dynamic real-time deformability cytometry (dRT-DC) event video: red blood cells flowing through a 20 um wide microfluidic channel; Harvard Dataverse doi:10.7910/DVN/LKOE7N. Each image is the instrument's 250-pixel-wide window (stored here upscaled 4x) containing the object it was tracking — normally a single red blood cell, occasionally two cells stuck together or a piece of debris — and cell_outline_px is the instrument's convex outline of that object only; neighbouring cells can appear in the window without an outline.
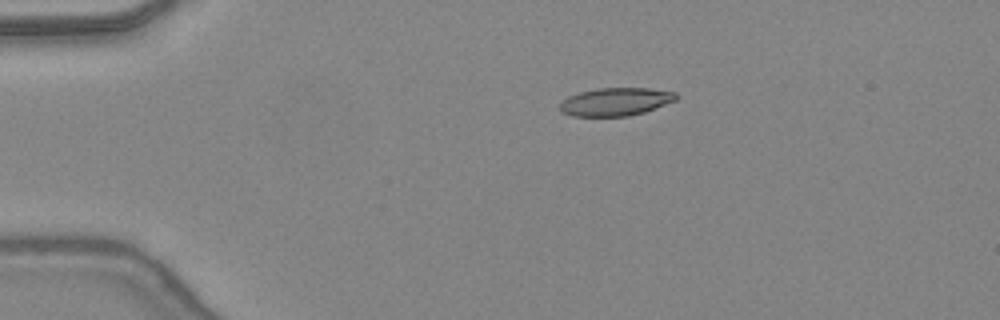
{"species": "common noctule bat (a hibernating species)", "species_latin": "Nyctalus noctula", "temperature_condition": "warm", "stored_images_in_passage": 32, "camera_frame_rate_fps": 3000, "um_per_image_px": 0.085, "animal": {"sex": "female", "body_mass_g": 24.6, "forearm_length_mm": 56.2}, "frame": {"image": 1, "passage_image": 1, "time_ms": 0.0, "image_size_px": [1000, 320], "cell_outline_px": [[676, 100], [644, 112], [628, 116], [572, 116], [560, 112], [560, 104], [568, 96], [580, 92], [596, 88], [648, 88], [676, 92]], "centroid_in_image_um": [52.3, 8.65], "position_along_channel_um": 32.7, "area_um2": 18.9}}
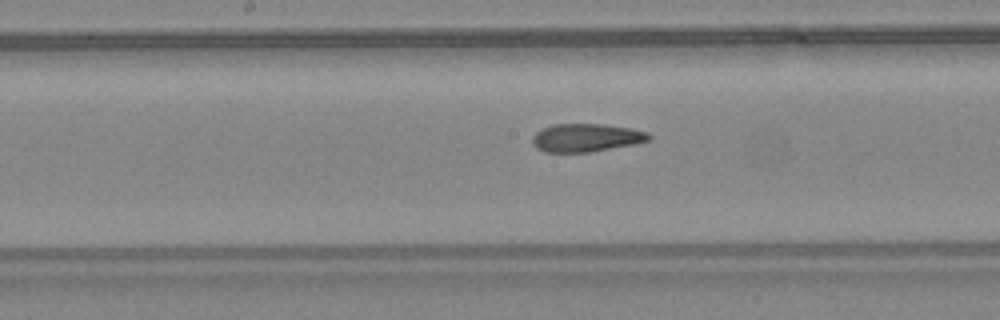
{"frame": {"image": 2, "passage_image": 16, "time_ms": 5.0, "image_size_px": [1000, 320], "cell_outline_px": [[652, 140], [632, 144], [588, 152], [544, 152], [536, 148], [532, 144], [532, 136], [540, 128], [552, 124], [604, 124], [628, 128], [648, 132], [652, 136]], "centroid_in_image_um": [49.78, 11.7], "position_along_channel_um": 198.4, "area_um2": 19.13}}
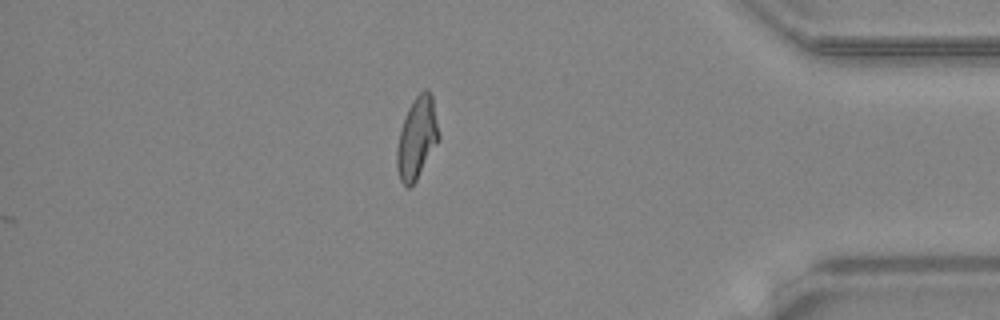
{"frame": {"image": 3, "passage_image": 32, "time_ms": 10.333, "image_size_px": [1000, 320], "cell_outline_px": [[440, 140], [416, 180], [408, 188], [400, 180], [396, 168], [396, 148], [404, 116], [412, 100], [424, 88], [428, 88], [432, 96], [440, 136]], "centroid_in_image_um": [35.44, 11.71], "position_along_channel_um": 399.8, "area_um2": 20.11}, "authors_computed_cell_mechanics": {"area_um2": 19.8254, "velocity_mm_per_s": 4.43, "shape_relaxation_time_tau1_ms": null, "shape_relaxation_time_tau2_ms": 2.0869, "deformation_change_tau1": null, "deformation_change_tau2": 0.1039}}